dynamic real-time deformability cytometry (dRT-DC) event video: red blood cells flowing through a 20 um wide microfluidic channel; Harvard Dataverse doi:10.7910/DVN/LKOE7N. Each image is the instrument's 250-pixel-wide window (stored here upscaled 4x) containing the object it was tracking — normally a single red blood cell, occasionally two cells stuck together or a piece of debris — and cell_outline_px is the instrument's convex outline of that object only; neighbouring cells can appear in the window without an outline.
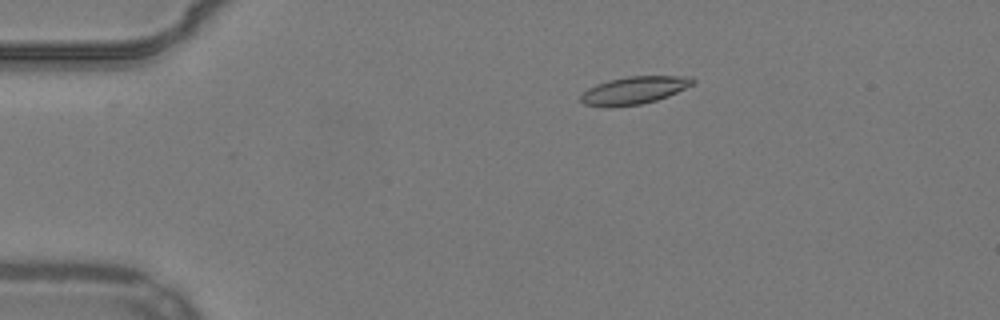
{"species": "common noctule bat (a hibernating species)", "species_latin": "Nyctalus noctula", "temperature_condition": "warm", "stored_images_in_passage": 56, "camera_frame_rate_fps": 3000, "um_per_image_px": 0.085, "animal": {"sex": "male", "body_mass_g": 19.2, "forearm_length_mm": 51.8}, "frame": {"image": 1, "passage_image": 12, "time_ms": 3.667, "image_size_px": [1000, 320], "cell_outline_px": [[696, 80], [692, 84], [668, 96], [656, 100], [640, 104], [608, 108], [604, 108], [584, 104], [580, 100], [580, 96], [588, 88], [596, 84], [608, 80], [628, 76], [692, 76]], "centroid_in_image_um": [53.86, 7.68], "position_along_channel_um": 31.1, "area_um2": 18.09}}
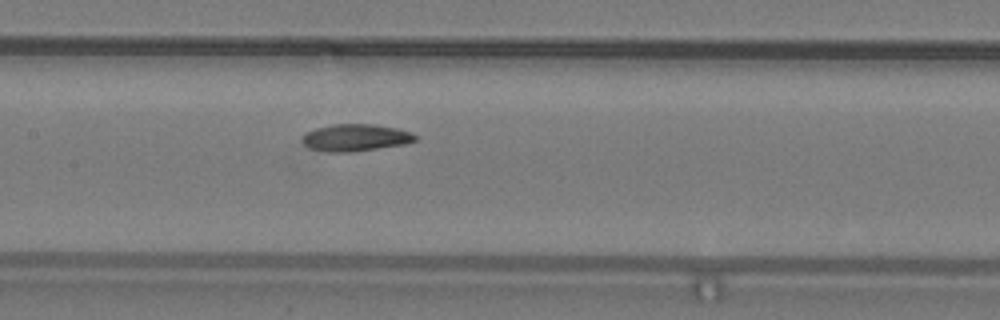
{"frame": {"image": 2, "passage_image": 28, "time_ms": 9.0, "image_size_px": [1000, 320], "cell_outline_px": [[416, 140], [404, 144], [348, 152], [328, 152], [308, 148], [304, 144], [304, 136], [308, 132], [316, 128], [332, 124], [376, 124], [396, 128], [408, 132], [416, 136]], "centroid_in_image_um": [30.2, 11.69], "position_along_channel_um": 177.2, "area_um2": 17.46}}
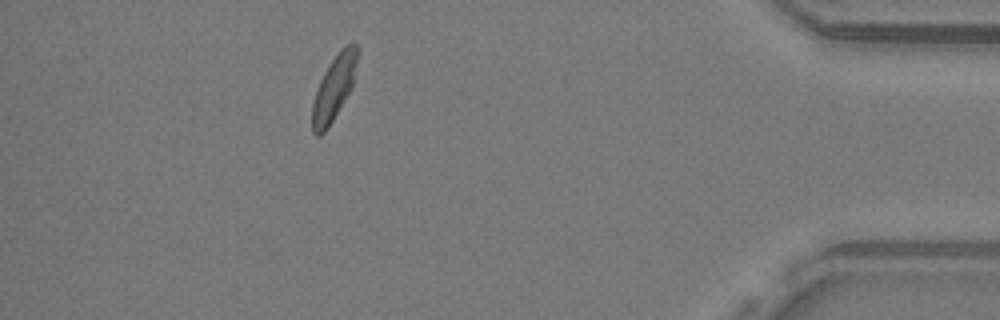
{"frame": {"image": 3, "passage_image": 50, "time_ms": 16.333, "image_size_px": [1000, 320], "cell_outline_px": [[356, 60], [352, 88], [328, 128], [320, 136], [316, 136], [312, 132], [312, 104], [320, 80], [324, 72], [340, 48], [344, 44], [352, 40], [356, 44]], "centroid_in_image_um": [28.37, 7.48], "position_along_channel_um": 406.8, "area_um2": 16.88}, "authors_computed_cell_mechanics": {"area_um2": 17.4267, "velocity_mm_per_s": 3.8307, "shape_relaxation_time_tau1_ms": 5.7731, "shape_relaxation_time_tau2_ms": 4.0069, "deformation_change_tau1": 0.1492, "deformation_change_tau2": 0.0934}}